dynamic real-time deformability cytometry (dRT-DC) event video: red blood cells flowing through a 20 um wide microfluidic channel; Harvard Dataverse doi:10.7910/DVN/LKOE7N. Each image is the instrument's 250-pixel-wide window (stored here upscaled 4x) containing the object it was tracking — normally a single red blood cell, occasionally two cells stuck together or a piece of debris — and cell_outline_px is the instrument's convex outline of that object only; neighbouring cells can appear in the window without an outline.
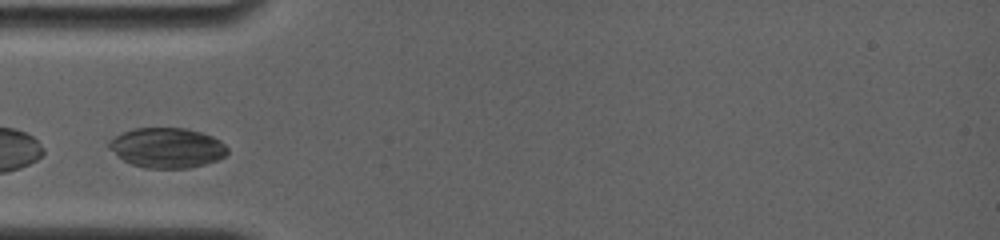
{"species": "common noctule bat (a hibernating species)", "species_latin": "Nyctalus noctula", "temperature_condition": "room temperature", "stored_images_in_passage": 22, "camera_frame_rate_fps": 4000, "um_per_image_px": 0.085, "animal": {"sex": "female", "body_mass_g": 19.0, "forearm_length_mm": 56.7}, "frame": {"image": 1, "passage_image": 1, "time_ms": 0.0, "image_size_px": [1000, 240], "cell_outline_px": [[228, 152], [224, 156], [216, 160], [204, 164], [188, 168], [144, 168], [132, 164], [124, 160], [108, 148], [108, 140], [132, 128], [184, 128], [200, 132], [212, 136], [220, 140], [228, 148]], "centroid_in_image_um": [14.19, 12.56], "position_along_channel_um": 70.8, "area_um2": 27.51}}
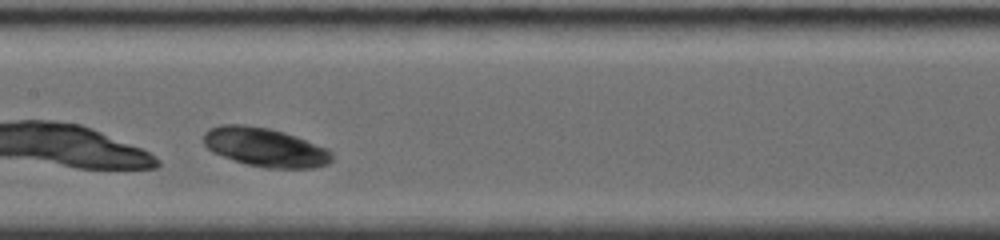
{"frame": {"image": 2, "passage_image": 9, "time_ms": 3.0, "image_size_px": [1000, 240], "cell_outline_px": [[332, 160], [328, 164], [312, 168], [264, 168], [248, 164], [212, 152], [204, 144], [204, 132], [208, 128], [220, 124], [244, 124], [268, 128], [284, 132], [296, 136], [328, 148], [332, 152]], "centroid_in_image_um": [22.54, 12.5], "position_along_channel_um": 184.9, "area_um2": 29.13}}
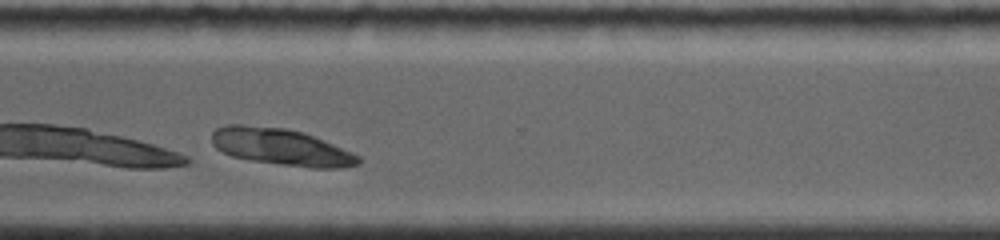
{"frame": {"image": 3, "passage_image": 20, "time_ms": 7.25, "image_size_px": [1000, 240], "cell_outline_px": [[360, 164], [340, 168], [312, 168], [280, 164], [252, 160], [232, 156], [216, 148], [212, 144], [212, 132], [216, 128], [228, 124], [240, 124], [288, 128], [304, 132], [352, 152], [360, 156]], "centroid_in_image_um": [23.89, 12.48], "position_along_channel_um": 346.7, "area_um2": 31.44}}